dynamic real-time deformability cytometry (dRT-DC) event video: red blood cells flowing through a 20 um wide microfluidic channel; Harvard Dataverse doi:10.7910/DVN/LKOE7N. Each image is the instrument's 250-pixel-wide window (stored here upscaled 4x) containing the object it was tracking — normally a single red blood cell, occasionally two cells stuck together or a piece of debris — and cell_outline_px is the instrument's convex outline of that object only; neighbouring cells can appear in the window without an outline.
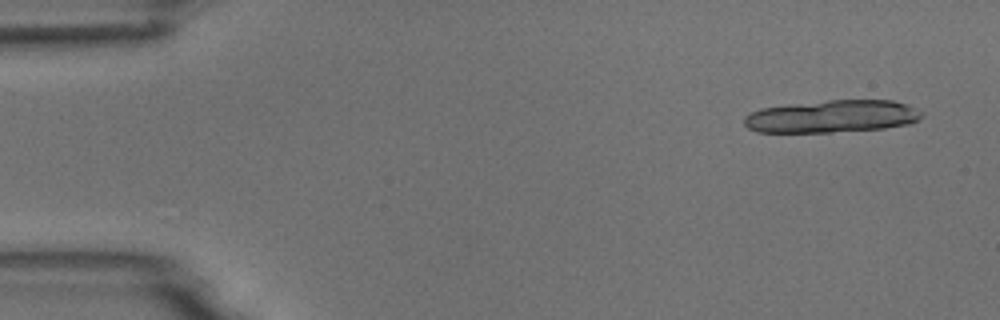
{"species": "common noctule bat (a hibernating species)", "species_latin": "Nyctalus noctula", "temperature_condition": "room temperature", "stored_images_in_passage": 10, "camera_frame_rate_fps": 3000, "um_per_image_px": 0.085, "animal": {"sex": "male", "body_mass_g": 18.8}, "frame": {"image": 1, "passage_image": 1, "time_ms": 0.0, "image_size_px": [1000, 320], "cell_outline_px": [[924, 116], [912, 124], [884, 128], [832, 132], [756, 132], [748, 128], [744, 124], [744, 116], [760, 108], [828, 100], [892, 100], [904, 104], [920, 112]], "centroid_in_image_um": [70.71, 9.9], "position_along_channel_um": 14.3, "area_um2": 33.47}}
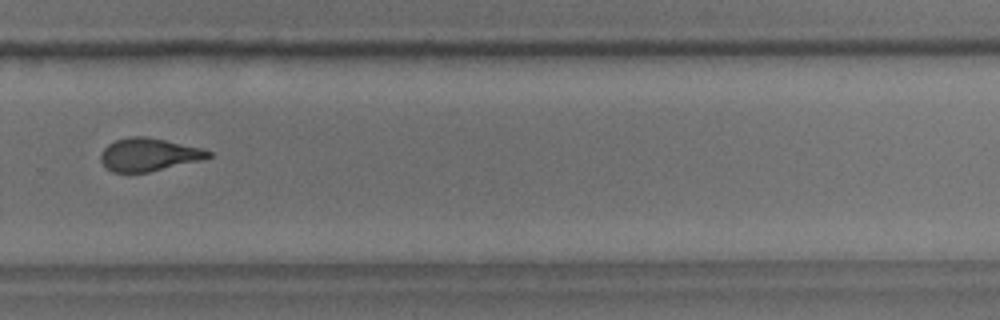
{"frame": {"image": 2, "passage_image": 10, "time_ms": 11.333, "image_size_px": [1000, 320], "cell_outline_px": [[212, 156], [200, 160], [148, 172], [112, 172], [100, 160], [100, 156], [104, 148], [108, 144], [116, 140], [132, 136], [144, 136], [164, 140], [200, 148], [212, 152]], "centroid_in_image_um": [12.62, 13.14], "position_along_channel_um": 317.2, "area_um2": 20.23}}